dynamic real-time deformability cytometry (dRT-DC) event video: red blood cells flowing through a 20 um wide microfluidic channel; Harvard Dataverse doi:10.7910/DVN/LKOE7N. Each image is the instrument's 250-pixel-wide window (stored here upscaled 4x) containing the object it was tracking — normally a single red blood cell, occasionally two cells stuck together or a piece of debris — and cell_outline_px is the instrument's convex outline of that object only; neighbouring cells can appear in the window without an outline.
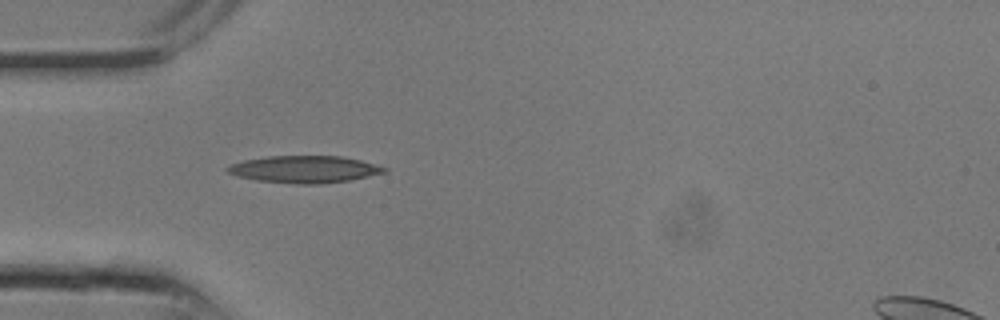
{"species": "common noctule bat (a hibernating species)", "species_latin": "Nyctalus noctula", "temperature_condition": "room temperature", "stored_images_in_passage": 7, "camera_frame_rate_fps": 3000, "um_per_image_px": 0.085, "animal": {"sex": "male", "body_mass_g": 13.3}, "frame": {"image": 1, "passage_image": 7, "time_ms": 2.0, "image_size_px": [1000, 320], "cell_outline_px": [[388, 172], [348, 180], [320, 184], [300, 184], [256, 180], [240, 176], [228, 172], [224, 168], [232, 164], [244, 160], [268, 156], [340, 156], [360, 160], [376, 164], [388, 168]], "centroid_in_image_um": [25.91, 14.38], "position_along_channel_um": 59.1, "area_um2": 24.57}}